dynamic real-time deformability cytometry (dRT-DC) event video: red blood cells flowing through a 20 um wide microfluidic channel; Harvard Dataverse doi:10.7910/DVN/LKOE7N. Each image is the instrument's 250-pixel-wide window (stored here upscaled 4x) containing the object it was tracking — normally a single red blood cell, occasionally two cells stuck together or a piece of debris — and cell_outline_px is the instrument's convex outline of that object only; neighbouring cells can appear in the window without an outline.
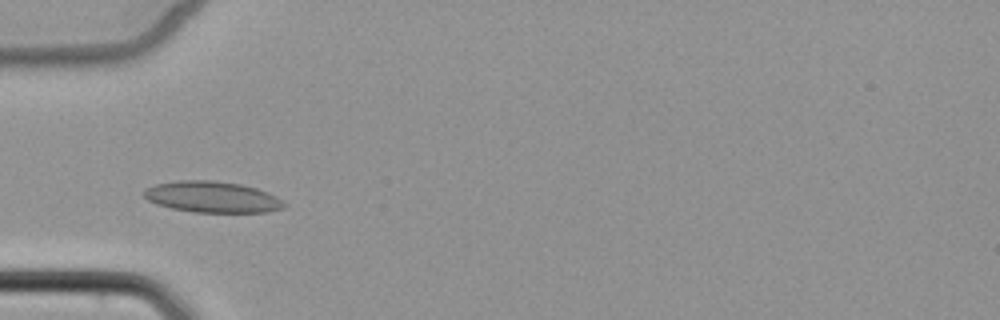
{"species": "common noctule bat (a hibernating species)", "species_latin": "Nyctalus noctula", "temperature_condition": "cold", "stored_images_in_passage": 4, "camera_frame_rate_fps": 3000, "um_per_image_px": 0.085, "animal": {"sex": "female", "body_mass_g": 22.7, "forearm_length_mm": 54.2}, "frame": {"image": 1, "passage_image": 2, "time_ms": 1.333, "image_size_px": [1000, 320], "cell_outline_px": [[288, 204], [284, 208], [268, 212], [192, 212], [172, 208], [156, 204], [148, 200], [144, 196], [144, 192], [148, 188], [156, 184], [176, 180], [212, 180], [240, 184], [256, 188], [268, 192], [276, 196]], "centroid_in_image_um": [18.08, 16.74], "position_along_channel_um": 66.9, "area_um2": 25.49}}
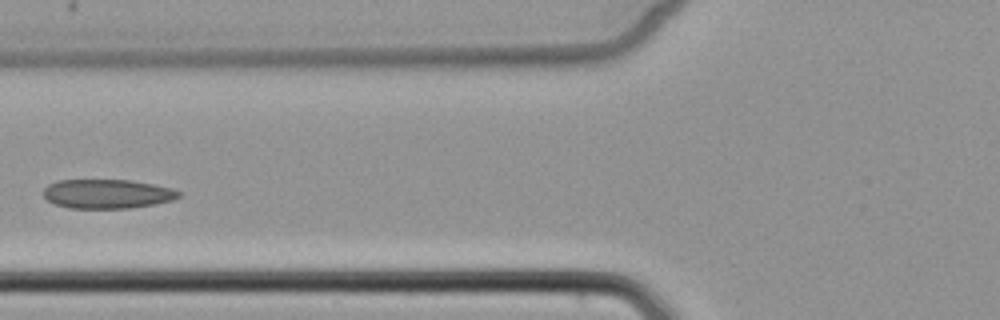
{"frame": {"image": 2, "passage_image": 3, "time_ms": 2.667, "image_size_px": [1000, 320], "cell_outline_px": [[184, 192], [180, 196], [172, 200], [156, 204], [128, 208], [68, 208], [56, 204], [48, 200], [44, 196], [44, 188], [48, 184], [56, 180], [132, 180], [172, 188]], "centroid_in_image_um": [9.14, 16.47], "position_along_channel_um": 116.7, "area_um2": 23.12}}
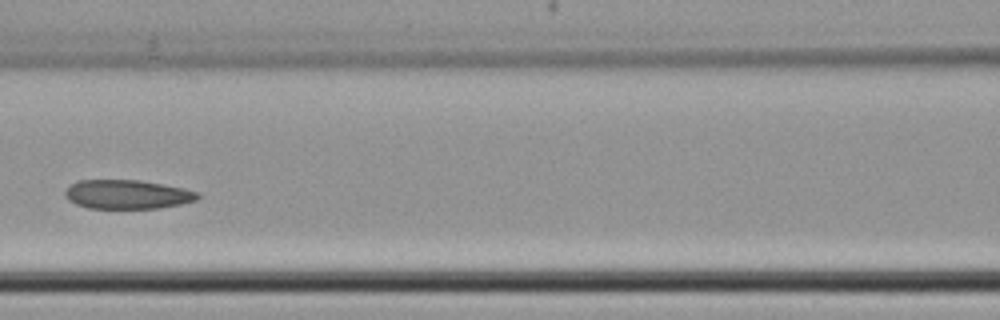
{"frame": {"image": 3, "passage_image": 4, "time_ms": 3.667, "image_size_px": [1000, 320], "cell_outline_px": [[200, 196], [196, 200], [180, 204], [160, 208], [88, 208], [76, 204], [68, 200], [64, 196], [64, 192], [68, 184], [80, 180], [140, 180], [184, 188], [200, 192]], "centroid_in_image_um": [10.79, 16.52], "position_along_channel_um": 155.8, "area_um2": 22.6}}